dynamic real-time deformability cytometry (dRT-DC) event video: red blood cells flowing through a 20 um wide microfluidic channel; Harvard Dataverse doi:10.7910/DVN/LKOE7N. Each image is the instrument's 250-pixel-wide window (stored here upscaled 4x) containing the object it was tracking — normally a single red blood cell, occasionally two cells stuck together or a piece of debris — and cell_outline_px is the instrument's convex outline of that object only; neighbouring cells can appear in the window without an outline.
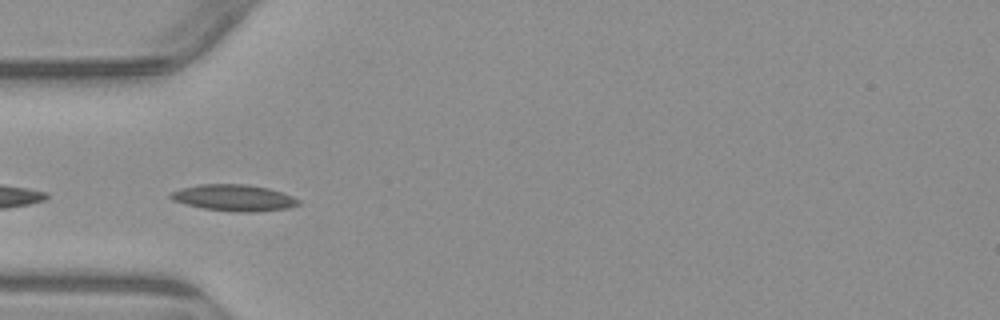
{"species": "common noctule bat (a hibernating species)", "species_latin": "Nyctalus noctula", "temperature_condition": "warm", "stored_images_in_passage": 5, "camera_frame_rate_fps": 3000, "um_per_image_px": 0.085, "animal": {"sex": "male", "body_mass_g": 23.1, "forearm_length_mm": 52.7}, "frame": {"image": 1, "passage_image": 4, "time_ms": 3.667, "image_size_px": [1000, 320], "cell_outline_px": [[300, 204], [288, 208], [248, 212], [236, 212], [204, 208], [172, 200], [168, 196], [172, 192], [180, 188], [200, 184], [248, 184], [268, 188], [292, 196], [300, 200]], "centroid_in_image_um": [19.88, 16.8], "position_along_channel_um": 65.1, "area_um2": 19.48}}
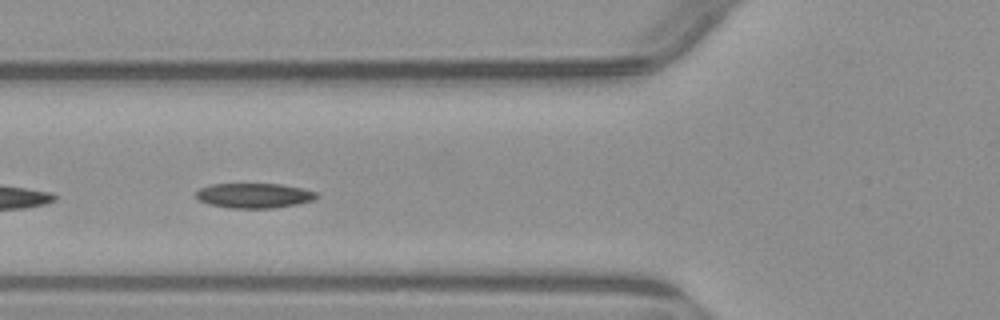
{"frame": {"image": 2, "passage_image": 5, "time_ms": 4.667, "image_size_px": [1000, 320], "cell_outline_px": [[320, 196], [312, 200], [296, 204], [272, 208], [228, 208], [208, 204], [200, 200], [196, 196], [196, 192], [200, 188], [212, 184], [280, 184], [300, 188], [316, 192]], "centroid_in_image_um": [21.58, 16.62], "position_along_channel_um": 104.2, "area_um2": 17.34}}